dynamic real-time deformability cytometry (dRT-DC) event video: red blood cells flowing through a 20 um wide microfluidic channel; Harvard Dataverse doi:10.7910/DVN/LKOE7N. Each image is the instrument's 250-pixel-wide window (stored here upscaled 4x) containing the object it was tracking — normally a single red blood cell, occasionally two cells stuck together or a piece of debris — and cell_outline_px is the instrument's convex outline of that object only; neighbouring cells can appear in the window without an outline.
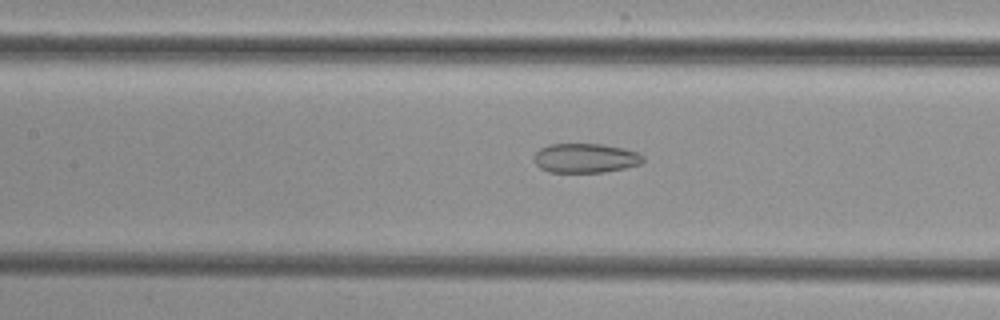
{"species": "common noctule bat (a hibernating species)", "species_latin": "Nyctalus noctula", "temperature_condition": "cold", "stored_images_in_passage": 47, "camera_frame_rate_fps": 3000, "um_per_image_px": 0.085, "animal": {"sex": "female", "body_mass_g": 29.2, "forearm_length_mm": 56.3}, "frame": {"image": 1, "passage_image": 19, "time_ms": 6.0, "image_size_px": [1000, 320], "cell_outline_px": [[644, 160], [640, 164], [624, 168], [604, 172], [548, 172], [540, 168], [536, 164], [532, 156], [540, 148], [548, 144], [604, 144], [624, 148], [636, 152], [644, 156]], "centroid_in_image_um": [49.74, 13.43], "position_along_channel_um": 157.7, "area_um2": 18.79}}
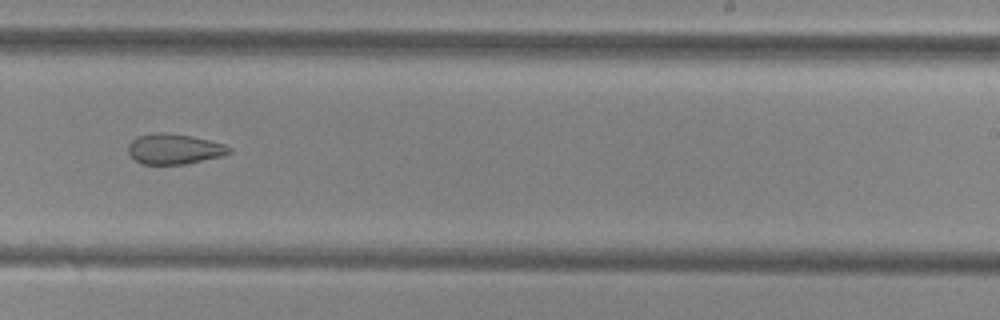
{"frame": {"image": 2, "passage_image": 28, "time_ms": 9.0, "image_size_px": [1000, 320], "cell_outline_px": [[232, 152], [224, 156], [184, 164], [140, 164], [128, 152], [128, 144], [136, 136], [156, 132], [168, 132], [208, 140], [224, 144], [232, 148]], "centroid_in_image_um": [14.81, 12.66], "position_along_channel_um": 274.2, "area_um2": 17.92}}
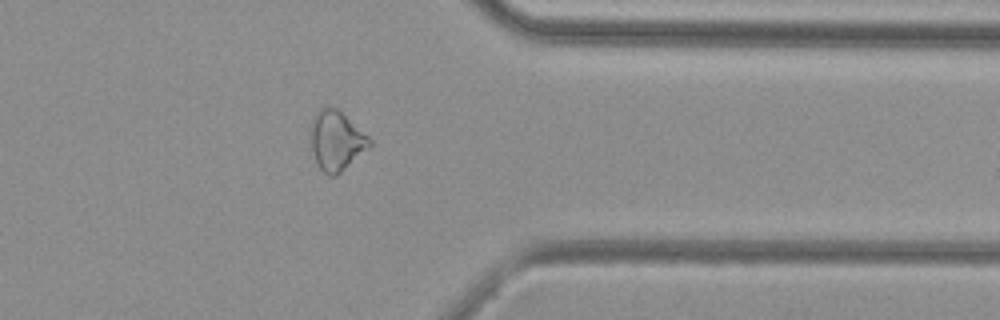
{"frame": {"image": 3, "passage_image": 37, "time_ms": 12.0, "image_size_px": [1000, 320], "cell_outline_px": [[372, 144], [368, 148], [336, 176], [328, 176], [316, 164], [312, 152], [312, 124], [316, 112], [320, 108], [336, 108], [368, 136], [372, 140]], "centroid_in_image_um": [28.59, 11.99], "position_along_channel_um": 382.8, "area_um2": 19.88}}